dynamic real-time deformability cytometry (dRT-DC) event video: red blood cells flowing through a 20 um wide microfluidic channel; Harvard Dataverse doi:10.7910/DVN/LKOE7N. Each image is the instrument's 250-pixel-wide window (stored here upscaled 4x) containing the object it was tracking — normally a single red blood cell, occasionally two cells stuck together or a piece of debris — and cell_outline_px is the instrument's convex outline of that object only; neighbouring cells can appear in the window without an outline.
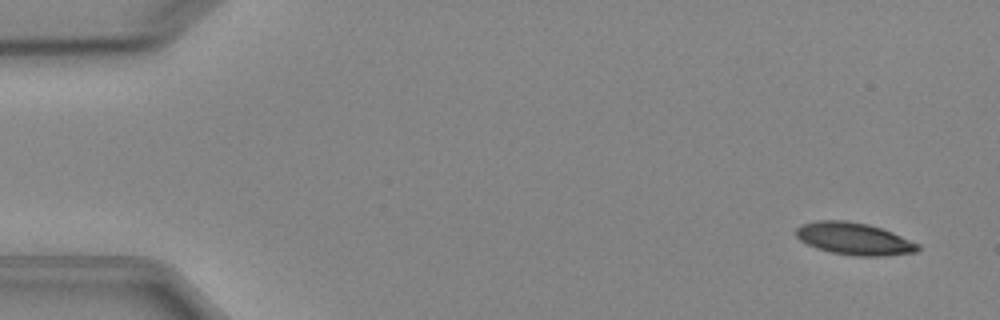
{"species": "Egyptian fruit bat (a non-hibernating species)", "species_latin": "Rousettus aegyptiacus", "temperature_condition": "cold", "stored_images_in_passage": 2, "camera_frame_rate_fps": 3000, "um_per_image_px": 0.085, "animal": {"sex": "female"}, "frame": {"image": 1, "passage_image": 2, "time_ms": 1.333, "image_size_px": [1000, 320], "cell_outline_px": [[920, 248], [916, 252], [884, 256], [856, 256], [832, 252], [816, 248], [800, 240], [796, 236], [796, 228], [800, 224], [816, 220], [844, 220], [868, 224], [892, 232], [920, 244]], "centroid_in_image_um": [72.59, 20.29], "position_along_channel_um": 12.4, "area_um2": 22.89}}